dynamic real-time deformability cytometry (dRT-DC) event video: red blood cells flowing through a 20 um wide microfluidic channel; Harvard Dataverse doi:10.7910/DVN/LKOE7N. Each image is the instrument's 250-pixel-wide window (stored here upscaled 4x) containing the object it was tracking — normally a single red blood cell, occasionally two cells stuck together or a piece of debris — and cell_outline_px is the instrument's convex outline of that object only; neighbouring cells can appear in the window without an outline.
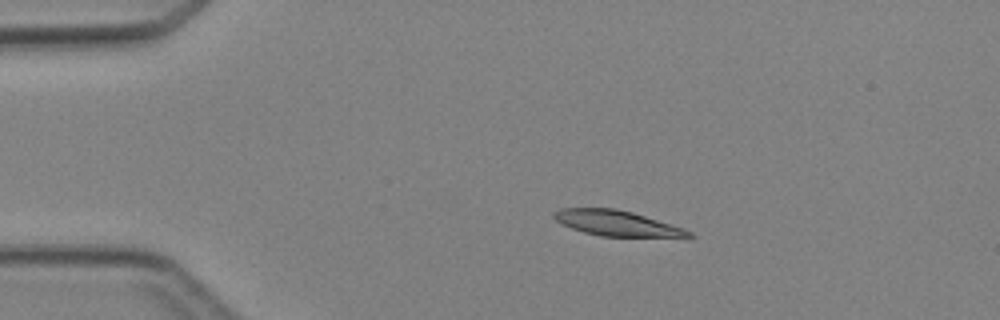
{"species": "Egyptian fruit bat (a non-hibernating species)", "species_latin": "Rousettus aegyptiacus", "temperature_condition": "cold", "stored_images_in_passage": 4, "camera_frame_rate_fps": 3000, "um_per_image_px": 0.085, "animal": {"sex": "female"}, "frame": {"image": 1, "passage_image": 3, "time_ms": 2.333, "image_size_px": [1000, 320], "cell_outline_px": [[692, 236], [600, 236], [584, 232], [572, 228], [556, 220], [552, 216], [552, 212], [560, 208], [616, 208], [632, 212], [692, 232]], "centroid_in_image_um": [52.29, 18.95], "position_along_channel_um": 32.7, "area_um2": 19.25}}
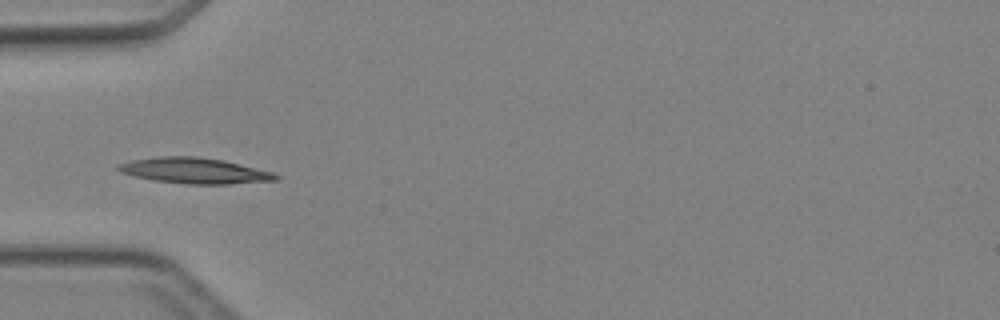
{"frame": {"image": 2, "passage_image": 4, "time_ms": 4.333, "image_size_px": [1000, 320], "cell_outline_px": [[280, 176], [276, 180], [228, 184], [184, 184], [156, 180], [136, 176], [120, 172], [116, 168], [116, 164], [132, 160], [160, 156], [196, 156], [224, 160], [272, 172]], "centroid_in_image_um": [16.52, 14.5], "position_along_channel_um": 68.5, "area_um2": 23.47}}